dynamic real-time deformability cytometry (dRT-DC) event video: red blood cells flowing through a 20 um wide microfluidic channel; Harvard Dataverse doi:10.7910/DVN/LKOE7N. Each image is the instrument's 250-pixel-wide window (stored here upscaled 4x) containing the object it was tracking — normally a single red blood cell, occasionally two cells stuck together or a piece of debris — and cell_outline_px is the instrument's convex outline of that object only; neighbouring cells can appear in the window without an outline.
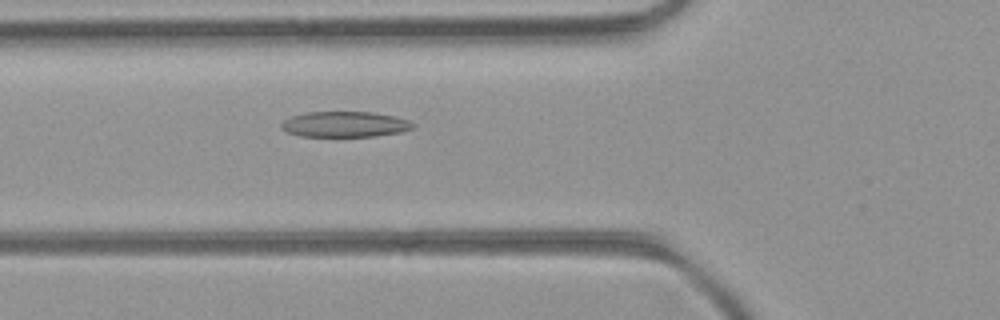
{"species": "common noctule bat (a hibernating species)", "species_latin": "Nyctalus noctula", "temperature_condition": "room temperature", "stored_images_in_passage": 14, "camera_frame_rate_fps": 3000, "um_per_image_px": 0.085, "animal": {"sex": "female", "body_mass_g": 21.9}, "frame": {"image": 1, "passage_image": 3, "time_ms": 0.667, "image_size_px": [1000, 320], "cell_outline_px": [[416, 124], [412, 128], [400, 132], [376, 136], [300, 136], [288, 132], [280, 128], [280, 124], [284, 120], [292, 116], [308, 112], [372, 112], [392, 116], [408, 120]], "centroid_in_image_um": [29.29, 10.56], "position_along_channel_um": 96.5, "area_um2": 19.48}}
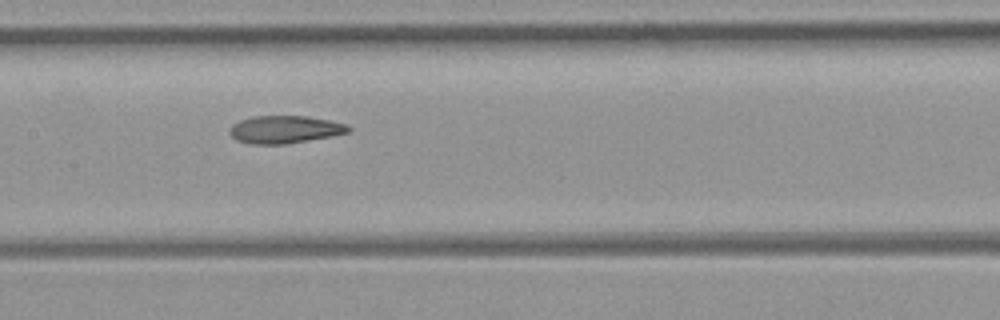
{"frame": {"image": 2, "passage_image": 9, "time_ms": 2.667, "image_size_px": [1000, 320], "cell_outline_px": [[352, 132], [332, 136], [284, 144], [252, 144], [236, 140], [228, 132], [228, 128], [232, 124], [240, 120], [252, 116], [308, 116], [348, 124], [352, 128]], "centroid_in_image_um": [24.22, 11.0], "position_along_channel_um": 183.2, "area_um2": 19.31}}
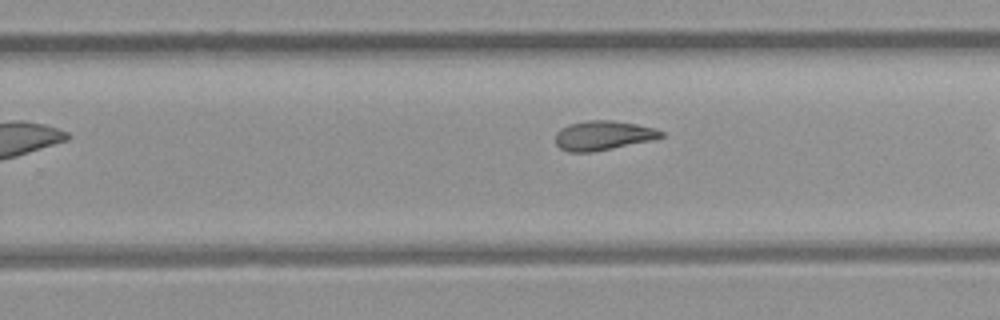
{"frame": {"image": 3, "passage_image": 13, "time_ms": 4.0, "image_size_px": [1000, 320], "cell_outline_px": [[664, 136], [656, 140], [592, 152], [568, 152], [560, 148], [556, 144], [556, 132], [560, 128], [568, 124], [588, 120], [612, 120], [636, 124], [652, 128], [664, 132]], "centroid_in_image_um": [51.27, 11.52], "position_along_channel_um": 278.5, "area_um2": 18.26}}